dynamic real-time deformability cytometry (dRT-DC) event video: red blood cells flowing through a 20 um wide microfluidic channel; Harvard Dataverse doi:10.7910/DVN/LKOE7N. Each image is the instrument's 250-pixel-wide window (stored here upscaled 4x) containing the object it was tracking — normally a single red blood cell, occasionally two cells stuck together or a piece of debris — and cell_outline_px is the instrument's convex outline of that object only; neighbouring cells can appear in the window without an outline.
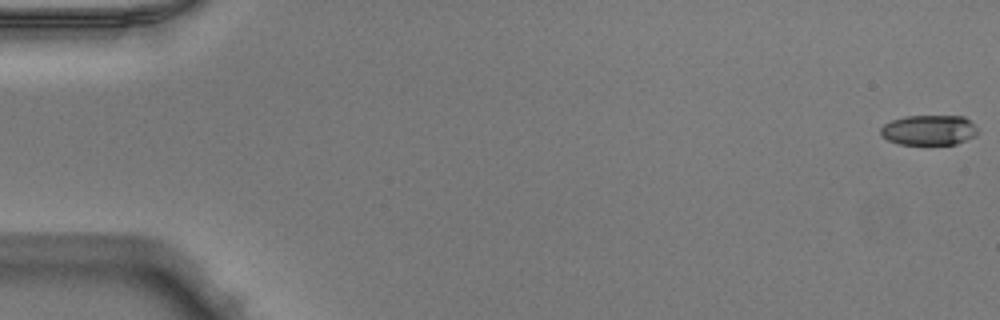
{"species": "Egyptian fruit bat (a non-hibernating species)", "species_latin": "Rousettus aegyptiacus", "temperature_condition": "warm", "stored_images_in_passage": 51, "camera_frame_rate_fps": 3000, "um_per_image_px": 0.085, "animal": {"sex": "male"}, "frame": {"image": 1, "passage_image": 1, "time_ms": 0.0, "image_size_px": [1000, 320], "cell_outline_px": [[976, 136], [956, 144], [900, 144], [888, 140], [880, 136], [880, 128], [884, 124], [892, 120], [904, 116], [964, 116], [976, 128]], "centroid_in_image_um": [78.92, 11.06], "position_along_channel_um": 6.1, "area_um2": 16.99}}
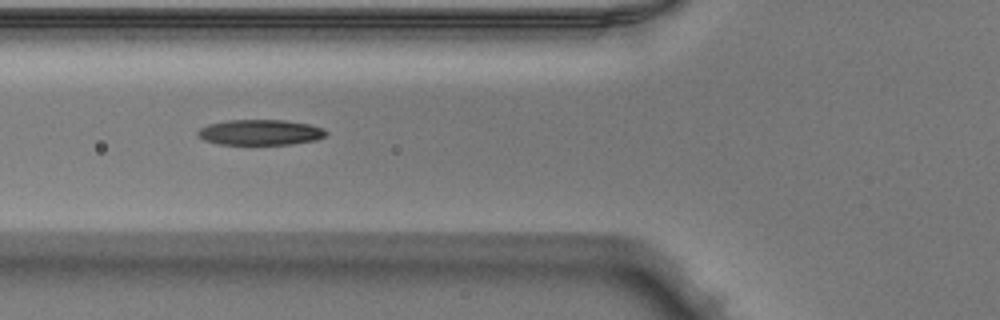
{"frame": {"image": 2, "passage_image": 20, "time_ms": 6.333, "image_size_px": [1000, 320], "cell_outline_px": [[328, 132], [324, 136], [316, 140], [292, 144], [220, 144], [204, 140], [196, 136], [196, 132], [200, 128], [208, 124], [228, 120], [288, 120], [308, 124], [324, 128]], "centroid_in_image_um": [22.11, 11.24], "position_along_channel_um": 103.7, "area_um2": 19.13}}
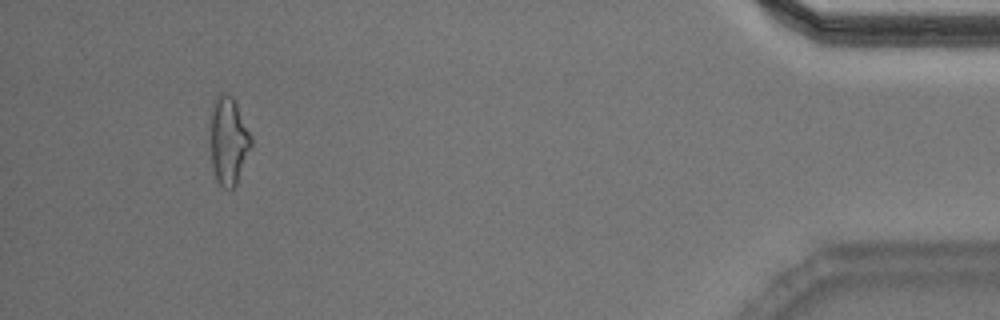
{"frame": {"image": 3, "passage_image": 48, "time_ms": 15.667, "image_size_px": [1000, 320], "cell_outline_px": [[252, 144], [236, 184], [232, 188], [224, 188], [216, 180], [212, 164], [212, 104], [216, 96], [220, 92], [224, 92], [232, 96], [252, 136]], "centroid_in_image_um": [19.44, 11.94], "position_along_channel_um": 415.8, "area_um2": 20.35}, "authors_computed_cell_mechanics": {"area_um2": 18.9584, "velocity_mm_per_s": 4.0329, "shape_relaxation_time_tau1_ms": 7.6217, "shape_relaxation_time_tau2_ms": 5.052, "deformation_change_tau1": 0.2353, "deformation_change_tau2": 0.1418}}